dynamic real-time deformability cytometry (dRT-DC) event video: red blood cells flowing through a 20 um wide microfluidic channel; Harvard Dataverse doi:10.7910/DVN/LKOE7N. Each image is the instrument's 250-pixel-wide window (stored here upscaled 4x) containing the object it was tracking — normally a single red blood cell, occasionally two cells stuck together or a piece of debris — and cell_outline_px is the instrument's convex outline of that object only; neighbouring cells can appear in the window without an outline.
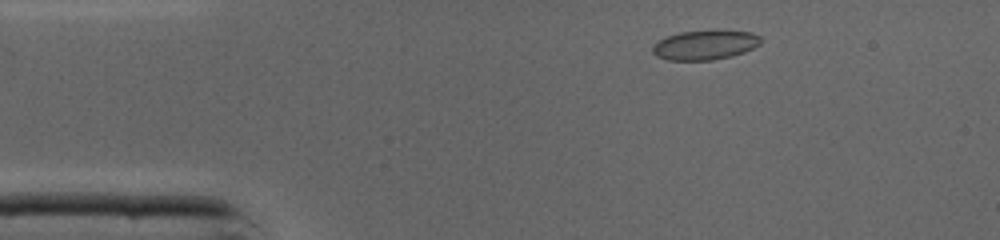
{"species": "common noctule bat (a hibernating species)", "species_latin": "Nyctalus noctula", "temperature_condition": "cold", "stored_images_in_passage": 39, "camera_frame_rate_fps": 3000, "um_per_image_px": 0.085, "animal": {"sex": "male", "body_mass_g": 19.0, "forearm_length_mm": 50.8}, "frame": {"image": 1, "passage_image": 1, "time_ms": 0.0, "image_size_px": [1000, 240], "cell_outline_px": [[760, 44], [744, 52], [732, 56], [712, 60], [668, 60], [656, 56], [652, 52], [652, 48], [660, 40], [668, 36], [680, 32], [752, 32], [760, 36]], "centroid_in_image_um": [59.91, 3.86], "position_along_channel_um": 25.1, "area_um2": 17.98}}
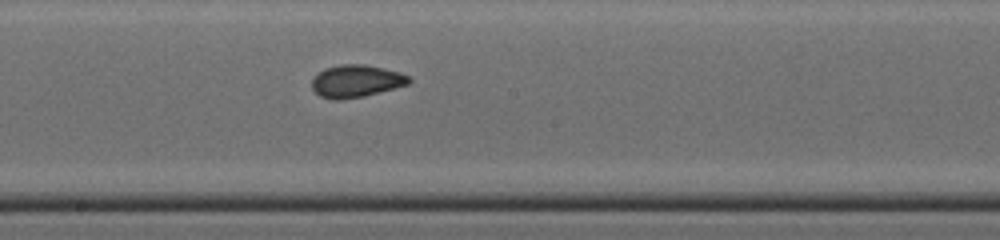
{"frame": {"image": 2, "passage_image": 18, "time_ms": 5.667, "image_size_px": [1000, 240], "cell_outline_px": [[412, 80], [408, 84], [364, 96], [336, 100], [320, 96], [312, 88], [312, 80], [324, 68], [340, 64], [364, 64], [400, 72], [408, 76]], "centroid_in_image_um": [30.27, 6.88], "position_along_channel_um": 217.9, "area_um2": 18.09}}
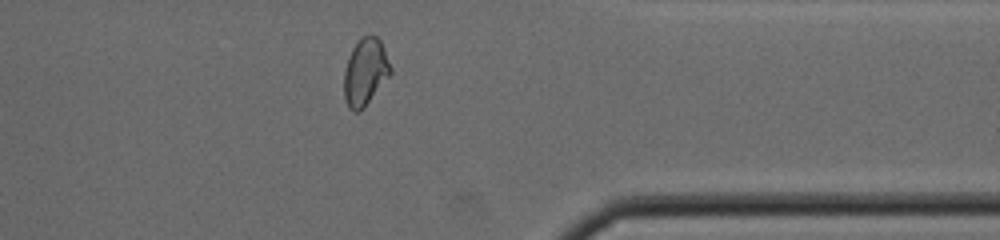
{"frame": {"image": 3, "passage_image": 30, "time_ms": 9.667, "image_size_px": [1000, 240], "cell_outline_px": [[392, 72], [364, 108], [356, 112], [352, 112], [348, 108], [344, 100], [344, 72], [348, 56], [352, 48], [364, 36], [376, 36], [380, 40], [384, 48], [392, 68]], "centroid_in_image_um": [31.04, 6.15], "position_along_channel_um": 380.4, "area_um2": 18.15}, "authors_computed_cell_mechanics": {"area_um2": 18.0914, "velocity_mm_per_s": 4.3658, "shape_relaxation_time_tau1_ms": 2.7066, "shape_relaxation_time_tau2_ms": 1.5168, "deformation_change_tau1": 0.132, "deformation_change_tau2": 0.0677}}